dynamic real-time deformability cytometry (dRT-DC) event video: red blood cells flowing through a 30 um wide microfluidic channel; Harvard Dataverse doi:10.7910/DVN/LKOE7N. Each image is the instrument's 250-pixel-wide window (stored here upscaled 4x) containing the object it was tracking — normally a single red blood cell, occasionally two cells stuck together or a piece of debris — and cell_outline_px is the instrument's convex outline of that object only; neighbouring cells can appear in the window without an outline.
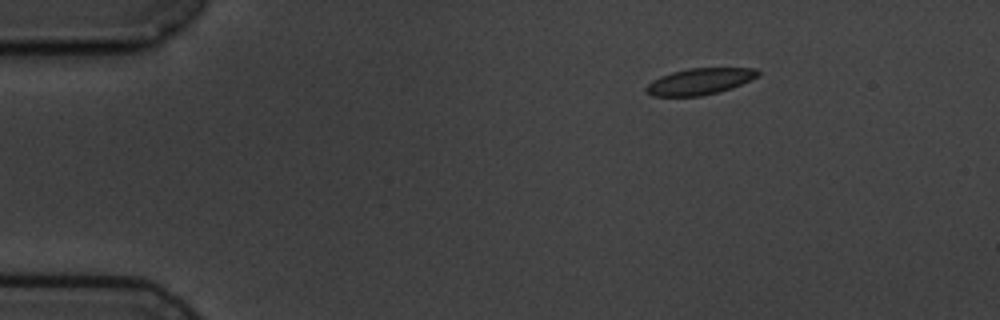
{"species": "common noctule bat (a hibernating species)", "species_latin": "Nyctalus noctula", "temperature_condition": "cold", "stored_images_in_passage": 4, "segment_of_instrument_passage": [1, 2], "camera_frame_rate_fps": 3000, "um_per_image_px": 0.085, "animal": {"sex": "male", "body_mass_g": 19.5, "forearm_length_mm": 54.6}, "frame": {"image": 1, "passage_image": 1, "time_ms": 0.0, "image_size_px": [1000, 320], "cell_outline_px": [[760, 76], [740, 84], [716, 92], [700, 96], [652, 96], [644, 88], [652, 80], [660, 76], [672, 72], [688, 68], [756, 68], [760, 72]], "centroid_in_image_um": [59.46, 6.91], "position_along_channel_um": 25.5, "area_um2": 16.99}}